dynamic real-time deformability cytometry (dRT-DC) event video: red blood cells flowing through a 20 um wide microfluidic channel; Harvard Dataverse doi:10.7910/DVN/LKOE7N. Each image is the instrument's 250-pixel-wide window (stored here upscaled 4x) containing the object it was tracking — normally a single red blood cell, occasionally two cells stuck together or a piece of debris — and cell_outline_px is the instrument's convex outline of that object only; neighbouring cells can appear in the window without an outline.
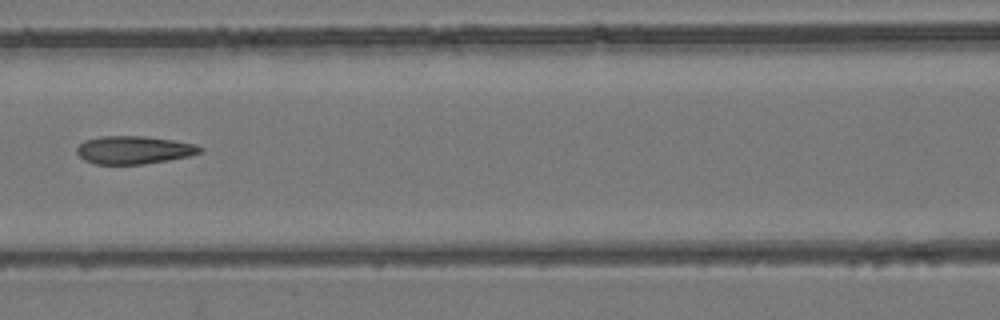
{"species": "common noctule bat (a hibernating species)", "species_latin": "Nyctalus noctula", "temperature_condition": "room temperature", "stored_images_in_passage": 7, "camera_frame_rate_fps": 3000, "um_per_image_px": 0.085, "animal": {"sex": "female", "body_mass_g": 24.6, "forearm_length_mm": 56.2}, "frame": {"image": 1, "passage_image": 7, "time_ms": 7.667, "image_size_px": [1000, 320], "cell_outline_px": [[204, 152], [188, 156], [168, 160], [144, 164], [96, 164], [84, 160], [76, 152], [76, 148], [84, 140], [100, 136], [144, 136], [172, 140], [196, 144], [204, 148]], "centroid_in_image_um": [11.39, 12.74], "position_along_channel_um": 155.2, "area_um2": 20.17}}